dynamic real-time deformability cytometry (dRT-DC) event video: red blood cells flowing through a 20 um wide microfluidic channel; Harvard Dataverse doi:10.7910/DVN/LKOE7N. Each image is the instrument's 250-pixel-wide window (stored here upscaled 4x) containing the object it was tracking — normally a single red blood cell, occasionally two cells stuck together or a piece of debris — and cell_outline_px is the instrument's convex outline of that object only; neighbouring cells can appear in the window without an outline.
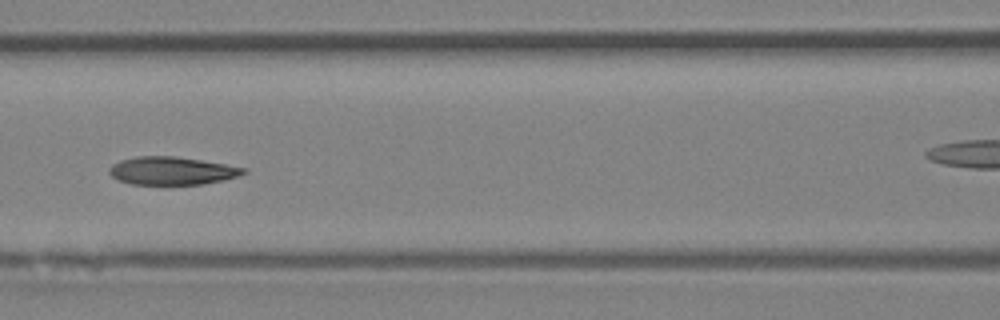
{"species": "Egyptian fruit bat (a non-hibernating species)", "species_latin": "Rousettus aegyptiacus", "temperature_condition": "room temperature", "stored_images_in_passage": 7, "segment_of_instrument_passage": [1, 2], "camera_frame_rate_fps": 3000, "um_per_image_px": 0.085, "animal": {"sex": "female"}, "frame": {"image": 1, "passage_image": 6, "time_ms": 5.667, "image_size_px": [1000, 320], "cell_outline_px": [[248, 172], [224, 180], [204, 184], [132, 184], [116, 180], [108, 172], [108, 168], [112, 164], [120, 160], [136, 156], [176, 156], [248, 168]], "centroid_in_image_um": [14.59, 14.51], "position_along_channel_um": 152.0, "area_um2": 21.96}}